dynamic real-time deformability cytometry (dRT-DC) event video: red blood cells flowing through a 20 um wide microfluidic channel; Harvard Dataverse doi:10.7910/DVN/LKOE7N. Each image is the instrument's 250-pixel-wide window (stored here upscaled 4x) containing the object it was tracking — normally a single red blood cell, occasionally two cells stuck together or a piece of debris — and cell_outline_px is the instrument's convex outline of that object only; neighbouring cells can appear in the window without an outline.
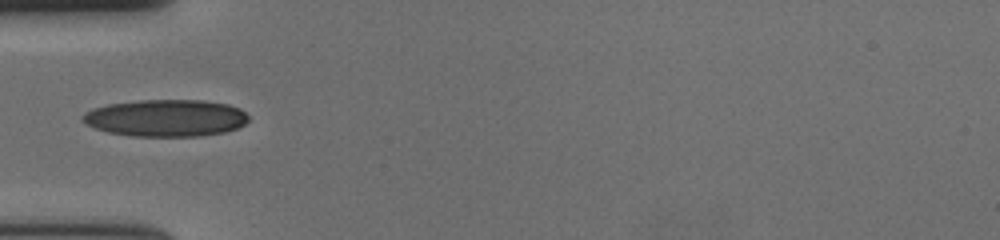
{"species": "human", "species_latin": "Homo sapiens", "temperature_condition": "cold", "stored_images_in_passage": 36, "camera_frame_rate_fps": 3000, "um_per_image_px": 0.085, "donor": {"sex": "female"}, "frame": {"image": 1, "passage_image": 1, "time_ms": 0.0, "image_size_px": [1000, 240], "cell_outline_px": [[248, 120], [244, 124], [236, 128], [224, 132], [200, 136], [132, 136], [108, 132], [84, 124], [80, 120], [80, 116], [84, 112], [92, 108], [108, 104], [140, 100], [200, 100], [228, 104], [240, 108], [248, 116]], "centroid_in_image_um": [14.05, 10.03], "position_along_channel_um": 71.0, "area_um2": 35.95}}
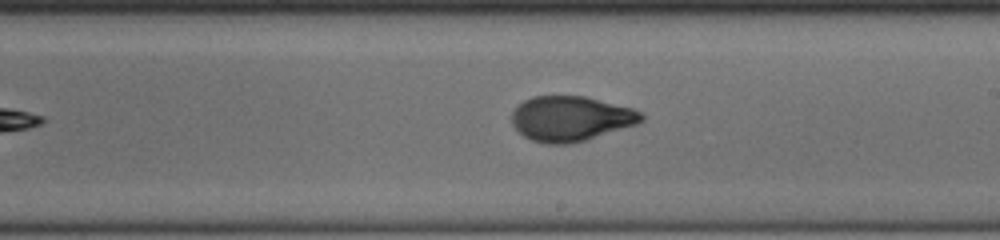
{"frame": {"image": 2, "passage_image": 15, "time_ms": 4.667, "image_size_px": [1000, 240], "cell_outline_px": [[644, 120], [636, 124], [572, 144], [548, 144], [532, 140], [524, 136], [512, 124], [512, 112], [524, 100], [532, 96], [584, 96], [632, 108], [640, 112], [644, 116]], "centroid_in_image_um": [48.5, 10.08], "position_along_channel_um": 240.5, "area_um2": 33.7}}
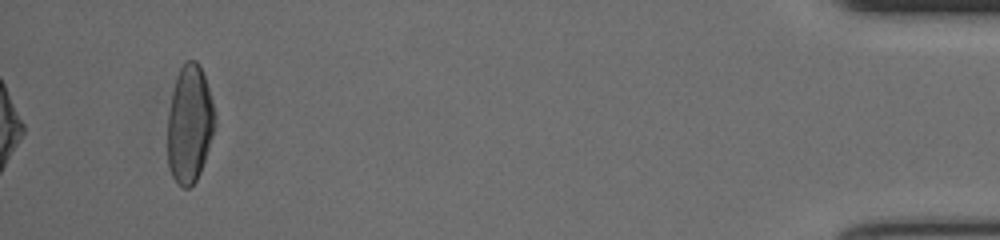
{"frame": {"image": 3, "passage_image": 36, "time_ms": 11.667, "image_size_px": [1000, 240], "cell_outline_px": [[216, 124], [200, 172], [196, 180], [188, 188], [184, 188], [172, 176], [168, 164], [168, 112], [172, 92], [176, 76], [184, 60], [196, 60], [200, 64], [216, 112]], "centroid_in_image_um": [16.12, 10.49], "position_along_channel_um": 419.1, "area_um2": 32.48}, "authors_computed_cell_mechanics": {"area_um2": 33.6685, "velocity_mm_per_s": 3.6529, "shape_relaxation_time_tau1_ms": 4.4394, "shape_relaxation_time_tau2_ms": 1.1596, "deformation_change_tau1": 0.1942, "deformation_change_tau2": 0.0615}}